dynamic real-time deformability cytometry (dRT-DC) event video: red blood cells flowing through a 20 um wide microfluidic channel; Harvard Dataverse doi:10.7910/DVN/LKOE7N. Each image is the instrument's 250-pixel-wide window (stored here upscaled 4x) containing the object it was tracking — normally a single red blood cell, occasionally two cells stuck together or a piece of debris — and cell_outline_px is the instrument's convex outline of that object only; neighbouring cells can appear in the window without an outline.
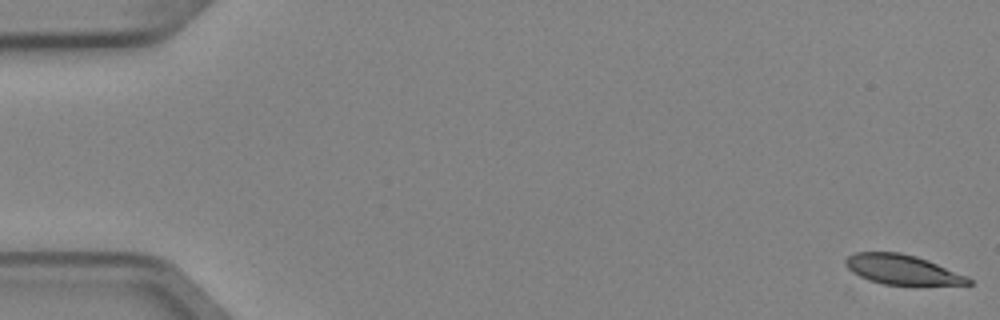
{"species": "Egyptian fruit bat (a non-hibernating species)", "species_latin": "Rousettus aegyptiacus", "temperature_condition": "cold", "stored_images_in_passage": 4, "camera_frame_rate_fps": 3000, "um_per_image_px": 0.085, "animal": {"sex": "female"}, "frame": {"image": 1, "passage_image": 1, "time_ms": 0.0, "image_size_px": [1000, 320], "cell_outline_px": [[972, 284], [884, 284], [856, 280], [844, 264], [844, 260], [848, 256], [856, 252], [900, 252], [916, 256], [928, 260], [968, 276], [972, 280]], "centroid_in_image_um": [76.56, 22.92], "position_along_channel_um": 8.4, "area_um2": 21.73}}